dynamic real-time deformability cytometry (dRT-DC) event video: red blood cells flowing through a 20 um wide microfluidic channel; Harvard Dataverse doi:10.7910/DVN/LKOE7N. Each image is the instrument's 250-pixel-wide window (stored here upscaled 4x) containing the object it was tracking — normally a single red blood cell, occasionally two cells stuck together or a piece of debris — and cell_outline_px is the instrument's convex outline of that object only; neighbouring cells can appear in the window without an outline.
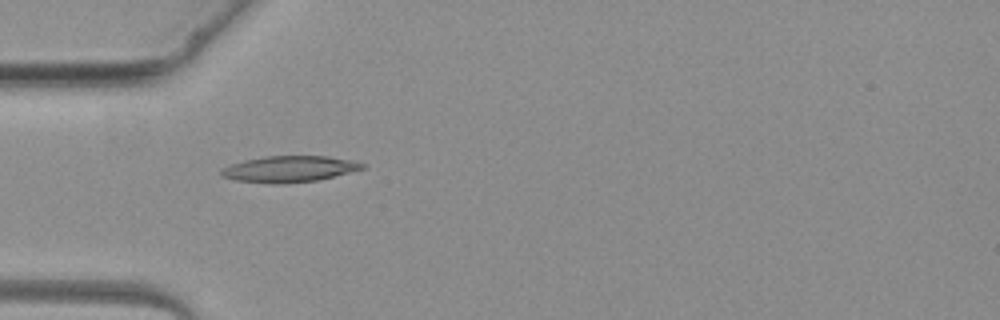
{"species": "common noctule bat (a hibernating species)", "species_latin": "Nyctalus noctula", "temperature_condition": "warm", "stored_images_in_passage": 5, "camera_frame_rate_fps": 3000, "um_per_image_px": 0.085, "animal": {"sex": "female", "body_mass_g": 19.3, "forearm_length_mm": 54.1}, "frame": {"image": 1, "passage_image": 4, "time_ms": 3.667, "image_size_px": [1000, 320], "cell_outline_px": [[364, 168], [316, 180], [284, 184], [272, 184], [236, 180], [220, 176], [220, 168], [244, 160], [264, 156], [328, 156], [356, 160], [364, 164]], "centroid_in_image_um": [24.55, 14.36], "position_along_channel_um": 60.5, "area_um2": 21.56}}
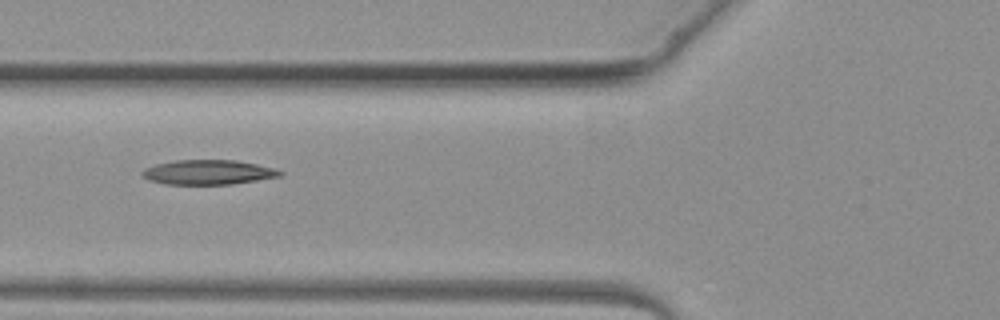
{"frame": {"image": 2, "passage_image": 5, "time_ms": 4.667, "image_size_px": [1000, 320], "cell_outline_px": [[284, 172], [280, 176], [232, 184], [164, 184], [148, 180], [140, 172], [144, 168], [156, 164], [176, 160], [236, 160], [276, 168]], "centroid_in_image_um": [17.68, 14.64], "position_along_channel_um": 108.1, "area_um2": 19.77}}